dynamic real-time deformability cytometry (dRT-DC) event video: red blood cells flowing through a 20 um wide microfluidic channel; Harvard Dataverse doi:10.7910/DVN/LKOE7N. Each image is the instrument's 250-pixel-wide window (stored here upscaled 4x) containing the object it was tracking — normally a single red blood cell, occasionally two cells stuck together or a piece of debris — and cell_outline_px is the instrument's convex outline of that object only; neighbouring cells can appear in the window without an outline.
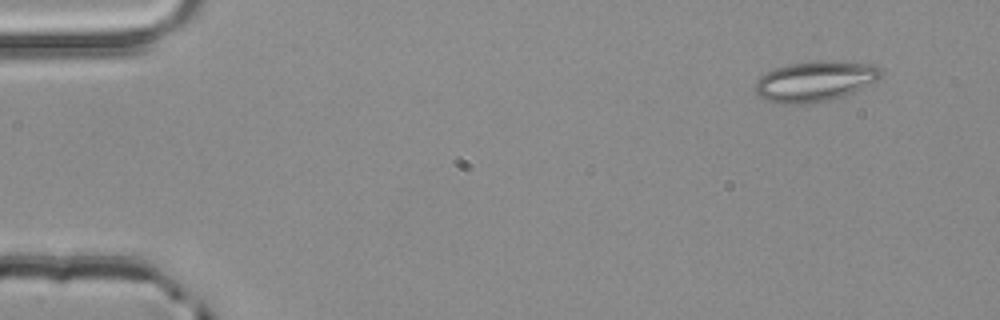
{"species": "common noctule bat (a hibernating species)", "species_latin": "Nyctalus noctula", "temperature_condition": "room temperature", "stored_images_in_passage": 5, "segment_of_instrument_passage": [2, 2], "camera_frame_rate_fps": 3000, "um_per_image_px": 0.085, "animal": {"sex": "male", "body_mass_g": 20.4}, "frame": {"image": 1, "passage_image": 5, "time_ms": 1.333, "image_size_px": [1000, 320], "cell_outline_px": [[884, 72], [876, 80], [852, 92], [828, 100], [800, 104], [788, 104], [768, 100], [760, 96], [756, 92], [756, 80], [760, 76], [776, 68], [788, 64], [816, 60], [836, 60], [876, 64]], "centroid_in_image_um": [69.31, 6.87], "position_along_channel_um": 15.7, "area_um2": 29.36}}